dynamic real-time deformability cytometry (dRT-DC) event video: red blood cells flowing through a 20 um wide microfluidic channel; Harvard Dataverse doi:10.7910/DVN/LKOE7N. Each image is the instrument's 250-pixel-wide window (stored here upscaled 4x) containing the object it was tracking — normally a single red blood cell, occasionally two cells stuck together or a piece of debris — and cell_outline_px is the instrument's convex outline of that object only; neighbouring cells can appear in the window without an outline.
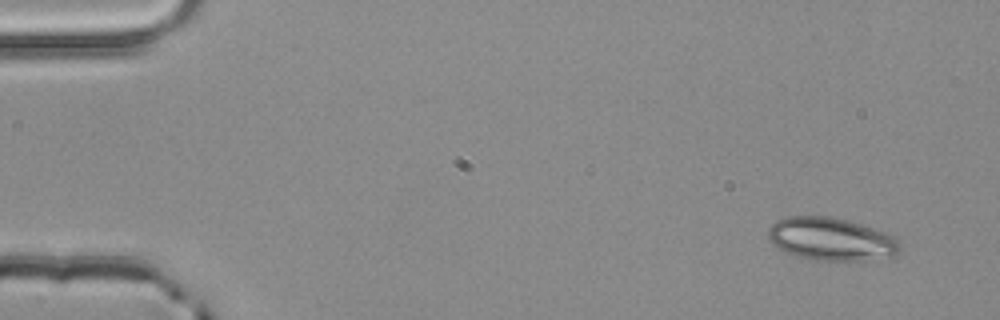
{"species": "common noctule bat (a hibernating species)", "species_latin": "Nyctalus noctula", "temperature_condition": "room temperature", "stored_images_in_passage": 3, "camera_frame_rate_fps": 3000, "um_per_image_px": 0.085, "animal": {"sex": "male", "body_mass_g": 20.4}, "frame": {"image": 1, "passage_image": 1, "time_ms": 0.0, "image_size_px": [1000, 320], "cell_outline_px": [[900, 248], [892, 256], [860, 260], [808, 260], [784, 252], [772, 244], [768, 240], [768, 228], [776, 220], [788, 216], [828, 216], [848, 220], [888, 232], [900, 244]], "centroid_in_image_um": [70.59, 20.31], "position_along_channel_um": 14.4, "area_um2": 33.06}}